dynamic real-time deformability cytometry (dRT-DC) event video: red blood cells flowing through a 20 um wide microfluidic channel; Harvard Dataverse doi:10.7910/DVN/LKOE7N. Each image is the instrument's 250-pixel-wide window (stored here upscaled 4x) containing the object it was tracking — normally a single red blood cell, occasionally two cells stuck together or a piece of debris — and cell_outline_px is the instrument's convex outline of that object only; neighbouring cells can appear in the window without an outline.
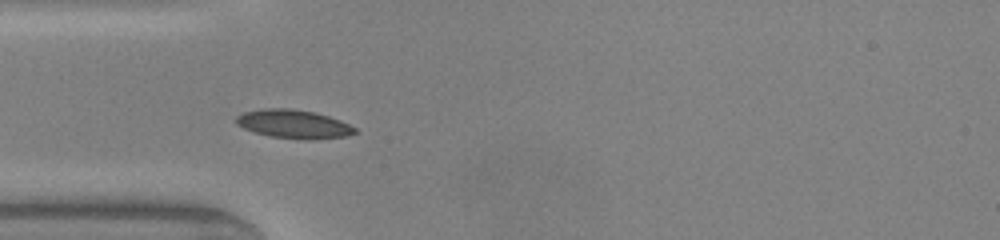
{"species": "common noctule bat (a hibernating species)", "species_latin": "Nyctalus noctula", "temperature_condition": "warm", "stored_images_in_passage": 3, "camera_frame_rate_fps": 3000, "um_per_image_px": 0.085, "animal": {"sex": "male", "body_mass_g": 20.0, "forearm_length_mm": 53.3}, "frame": {"image": 1, "passage_image": 1, "time_ms": 0.0, "image_size_px": [1000, 240], "cell_outline_px": [[356, 132], [348, 136], [312, 140], [308, 140], [272, 136], [256, 132], [244, 128], [236, 124], [236, 116], [244, 112], [264, 108], [292, 108], [312, 112], [328, 116], [340, 120], [356, 128]], "centroid_in_image_um": [24.97, 10.54], "position_along_channel_um": 60.0, "area_um2": 19.65}}